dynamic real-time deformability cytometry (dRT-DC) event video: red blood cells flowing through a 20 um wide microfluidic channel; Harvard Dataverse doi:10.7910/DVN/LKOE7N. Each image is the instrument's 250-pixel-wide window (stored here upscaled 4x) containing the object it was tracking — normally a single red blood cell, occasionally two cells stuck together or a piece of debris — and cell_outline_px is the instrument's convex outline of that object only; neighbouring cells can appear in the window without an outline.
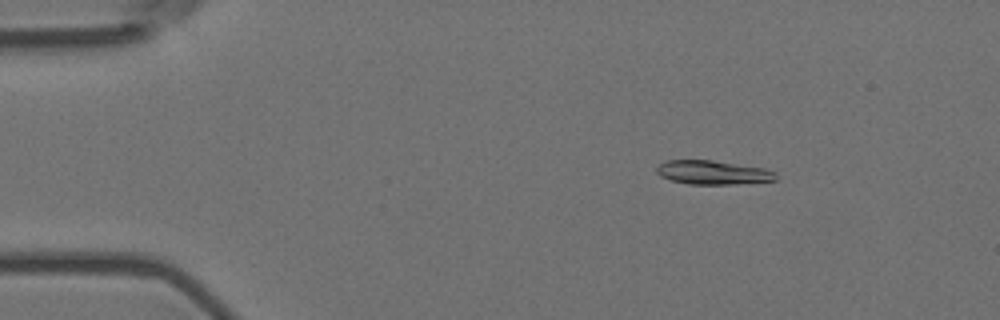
{"species": "Egyptian fruit bat (a non-hibernating species)", "species_latin": "Rousettus aegyptiacus", "temperature_condition": "room temperature", "stored_images_in_passage": 6, "camera_frame_rate_fps": 3000, "um_per_image_px": 0.085, "animal": {"sex": "female"}, "frame": {"image": 1, "passage_image": 3, "time_ms": 0.667, "image_size_px": [1000, 320], "cell_outline_px": [[776, 180], [732, 184], [688, 184], [672, 180], [660, 176], [656, 172], [656, 168], [660, 164], [668, 160], [712, 160], [764, 168], [776, 172]], "centroid_in_image_um": [60.58, 14.66], "position_along_channel_um": 24.4, "area_um2": 16.47}}
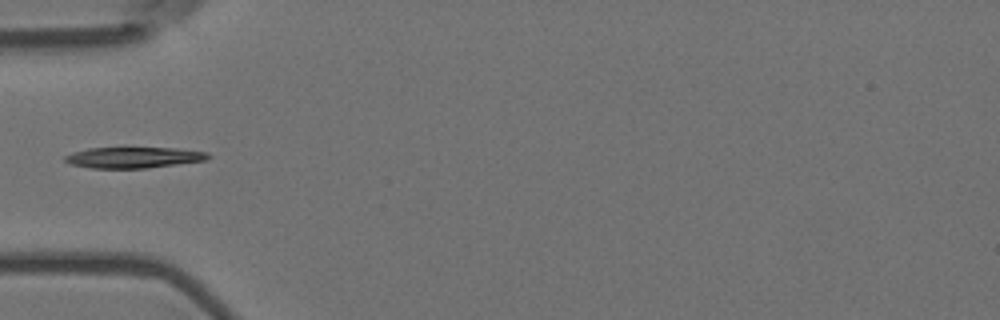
{"frame": {"image": 2, "passage_image": 6, "time_ms": 1.667, "image_size_px": [1000, 320], "cell_outline_px": [[212, 156], [208, 160], [148, 168], [92, 168], [72, 164], [64, 160], [64, 156], [72, 152], [88, 148], [124, 144], [176, 148], [208, 152]], "centroid_in_image_um": [11.37, 13.32], "position_along_channel_um": 73.6, "area_um2": 18.79}}